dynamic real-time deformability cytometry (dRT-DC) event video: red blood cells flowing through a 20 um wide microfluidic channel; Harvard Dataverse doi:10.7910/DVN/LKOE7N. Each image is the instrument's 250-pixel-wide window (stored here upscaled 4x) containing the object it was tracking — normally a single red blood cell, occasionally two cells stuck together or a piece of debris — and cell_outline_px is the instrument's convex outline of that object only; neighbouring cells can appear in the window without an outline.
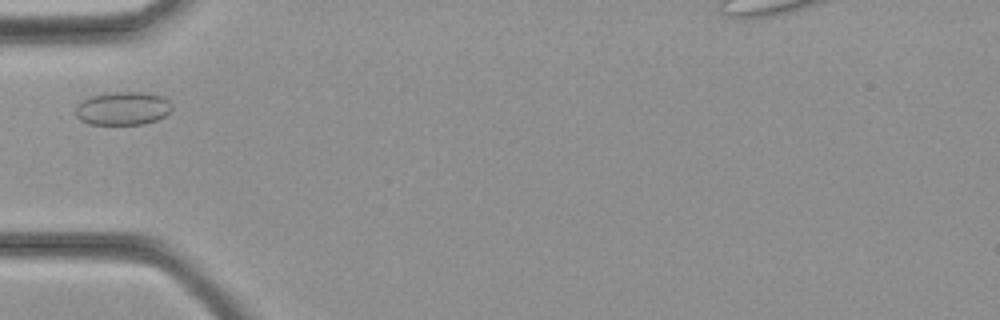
{"species": "common noctule bat (a hibernating species)", "species_latin": "Nyctalus noctula", "temperature_condition": "cold", "stored_images_in_passage": 23, "camera_frame_rate_fps": 3000, "um_per_image_px": 0.085, "animal": {"sex": "female", "body_mass_g": 21.9}, "frame": {"image": 1, "passage_image": 1, "time_ms": 0.0, "image_size_px": [1000, 320], "cell_outline_px": [[172, 108], [164, 116], [156, 120], [144, 124], [88, 124], [80, 120], [76, 116], [76, 104], [92, 96], [112, 92], [144, 92], [164, 96], [172, 104]], "centroid_in_image_um": [10.45, 9.21], "position_along_channel_um": 74.6, "area_um2": 18.73}}
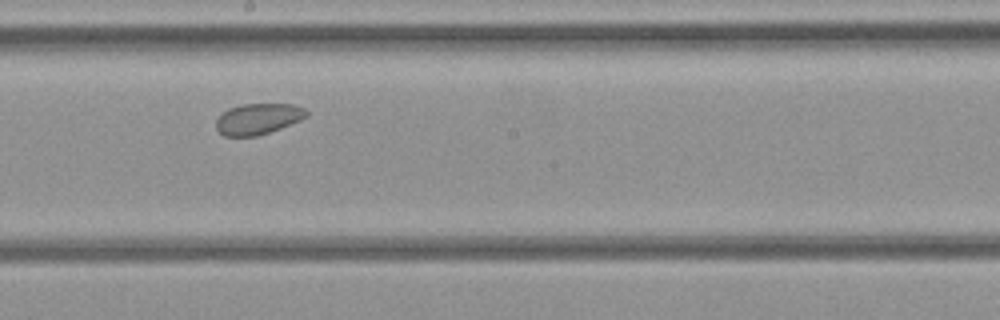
{"frame": {"image": 2, "passage_image": 9, "time_ms": 2.667, "image_size_px": [1000, 320], "cell_outline_px": [[308, 116], [300, 120], [280, 128], [256, 136], [224, 136], [216, 128], [216, 120], [228, 108], [244, 104], [292, 104], [304, 108], [308, 112]], "centroid_in_image_um": [21.94, 10.1], "position_along_channel_um": 226.3, "area_um2": 16.13}}
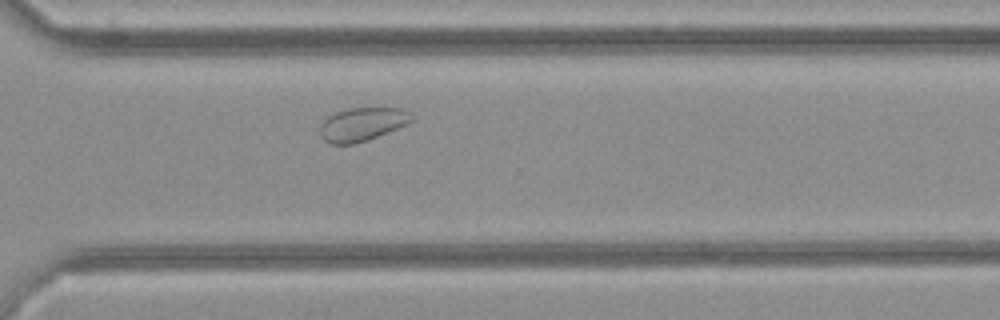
{"frame": {"image": 3, "passage_image": 15, "time_ms": 4.667, "image_size_px": [1000, 320], "cell_outline_px": [[416, 120], [408, 124], [368, 140], [352, 144], [332, 144], [324, 140], [320, 136], [320, 124], [328, 116], [336, 112], [348, 108], [404, 108], [416, 116]], "centroid_in_image_um": [30.84, 10.55], "position_along_channel_um": 339.8, "area_um2": 18.15}}